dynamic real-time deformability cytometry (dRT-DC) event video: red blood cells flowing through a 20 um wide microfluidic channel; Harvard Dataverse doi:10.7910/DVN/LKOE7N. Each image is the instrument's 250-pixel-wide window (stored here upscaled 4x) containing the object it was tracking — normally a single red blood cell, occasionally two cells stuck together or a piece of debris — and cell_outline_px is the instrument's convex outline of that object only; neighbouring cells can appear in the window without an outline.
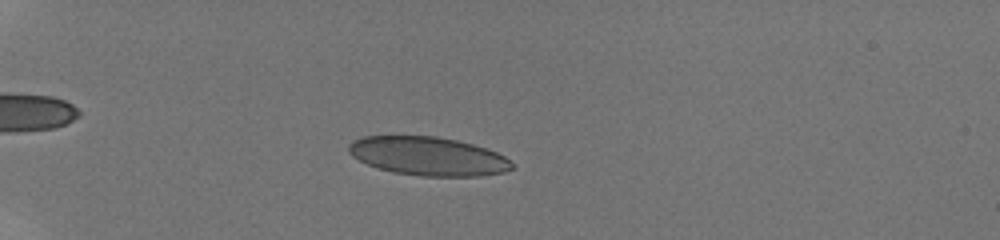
{"species": "human", "species_latin": "Homo sapiens", "temperature_condition": "room temperature", "stored_images_in_passage": 50, "camera_frame_rate_fps": 3000, "um_per_image_px": 0.085, "donor": {"sex": "male"}, "frame": {"image": 1, "passage_image": 23, "time_ms": 5.333, "image_size_px": [1000, 240], "cell_outline_px": [[516, 168], [504, 172], [480, 176], [420, 176], [392, 172], [368, 164], [352, 156], [348, 152], [348, 144], [352, 140], [364, 136], [436, 136], [456, 140], [488, 148], [504, 156], [516, 164]], "centroid_in_image_um": [36.43, 13.28], "position_along_channel_um": 48.6, "area_um2": 36.99}}
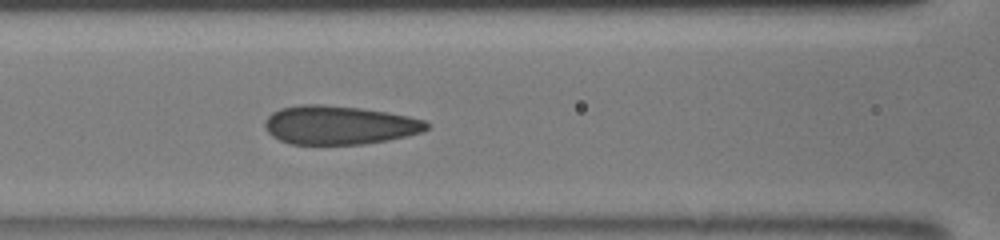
{"frame": {"image": 2, "passage_image": 42, "time_ms": 8.667, "image_size_px": [1000, 240], "cell_outline_px": [[428, 128], [424, 132], [408, 136], [388, 140], [364, 144], [288, 144], [272, 136], [268, 132], [264, 124], [264, 120], [272, 112], [280, 108], [300, 104], [324, 104], [360, 108], [388, 112], [408, 116], [424, 120], [428, 124]], "centroid_in_image_um": [28.82, 10.63], "position_along_channel_um": 137.8, "area_um2": 36.76}}
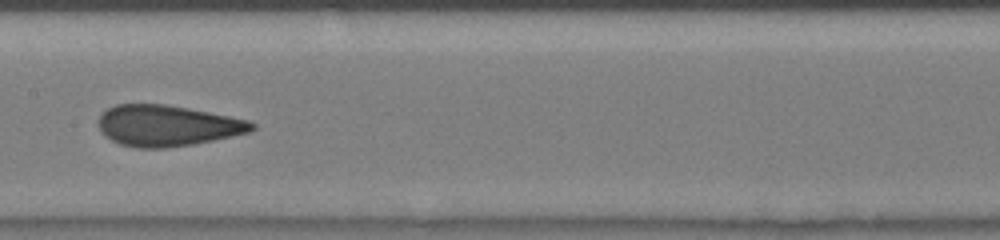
{"frame": {"image": 3, "passage_image": 49, "time_ms": 10.0, "image_size_px": [1000, 240], "cell_outline_px": [[256, 128], [248, 132], [232, 136], [192, 144], [164, 148], [136, 148], [120, 144], [112, 140], [100, 128], [100, 116], [108, 108], [116, 104], [164, 104], [188, 108], [252, 120], [256, 124]], "centroid_in_image_um": [14.27, 10.67], "position_along_channel_um": 193.1, "area_um2": 36.36}}